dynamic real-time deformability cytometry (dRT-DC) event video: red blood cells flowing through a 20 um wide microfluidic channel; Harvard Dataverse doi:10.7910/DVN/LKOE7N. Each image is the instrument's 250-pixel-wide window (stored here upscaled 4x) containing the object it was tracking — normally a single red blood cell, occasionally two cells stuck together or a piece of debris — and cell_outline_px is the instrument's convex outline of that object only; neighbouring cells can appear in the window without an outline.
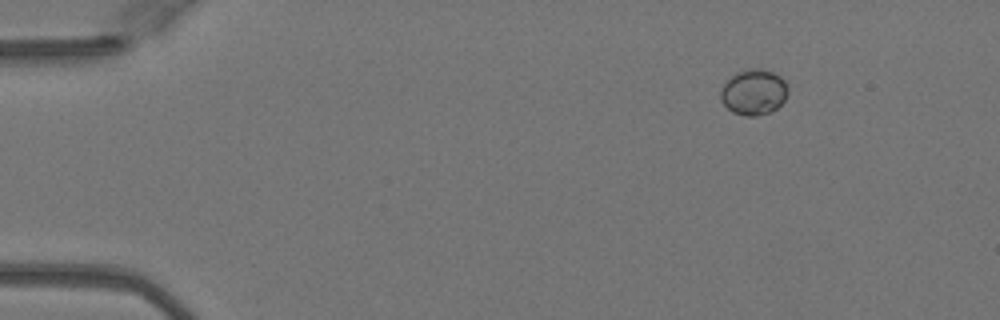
{"species": "Egyptian fruit bat (a non-hibernating species)", "species_latin": "Rousettus aegyptiacus", "temperature_condition": "warm", "stored_images_in_passage": 45, "camera_frame_rate_fps": 3000, "um_per_image_px": 0.085, "animal": {"sex": "female"}, "frame": {"image": 1, "passage_image": 1, "time_ms": 0.0, "image_size_px": [1000, 320], "cell_outline_px": [[788, 92], [784, 100], [776, 108], [768, 112], [756, 116], [744, 116], [732, 112], [720, 100], [720, 92], [724, 84], [736, 72], [748, 68], [760, 68], [772, 72], [780, 76], [788, 84]], "centroid_in_image_um": [64.07, 7.82], "position_along_channel_um": 20.9, "area_um2": 17.92}}
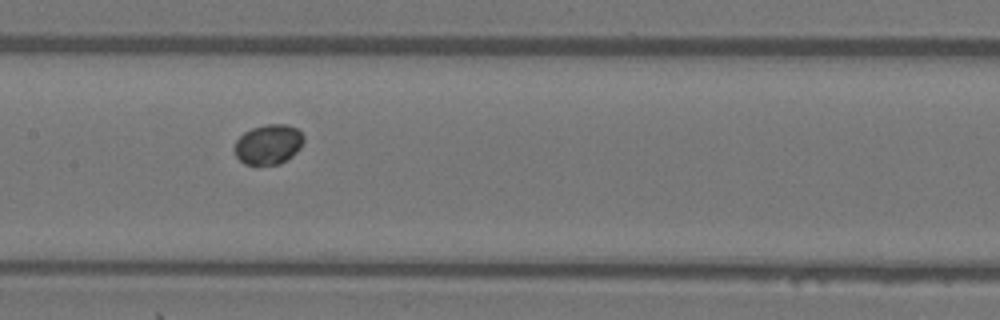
{"frame": {"image": 2, "passage_image": 20, "time_ms": 6.333, "image_size_px": [1000, 320], "cell_outline_px": [[304, 140], [300, 148], [288, 160], [280, 164], [244, 164], [236, 156], [232, 148], [236, 140], [244, 132], [252, 128], [268, 124], [284, 124], [296, 128], [304, 136]], "centroid_in_image_um": [22.8, 12.28], "position_along_channel_um": 184.6, "area_um2": 16.18}}
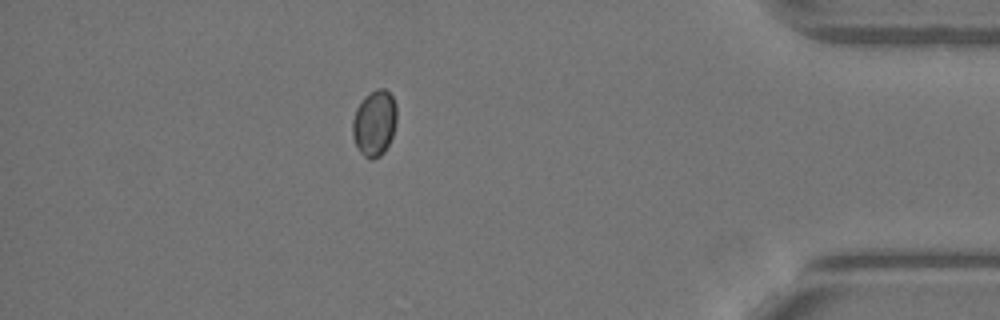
{"frame": {"image": 3, "passage_image": 39, "time_ms": 12.667, "image_size_px": [1000, 320], "cell_outline_px": [[396, 124], [392, 136], [384, 152], [380, 156], [372, 160], [364, 156], [360, 152], [352, 136], [352, 120], [356, 108], [364, 96], [376, 88], [384, 88], [392, 96], [396, 104]], "centroid_in_image_um": [31.82, 10.45], "position_along_channel_um": 403.4, "area_um2": 17.11}}